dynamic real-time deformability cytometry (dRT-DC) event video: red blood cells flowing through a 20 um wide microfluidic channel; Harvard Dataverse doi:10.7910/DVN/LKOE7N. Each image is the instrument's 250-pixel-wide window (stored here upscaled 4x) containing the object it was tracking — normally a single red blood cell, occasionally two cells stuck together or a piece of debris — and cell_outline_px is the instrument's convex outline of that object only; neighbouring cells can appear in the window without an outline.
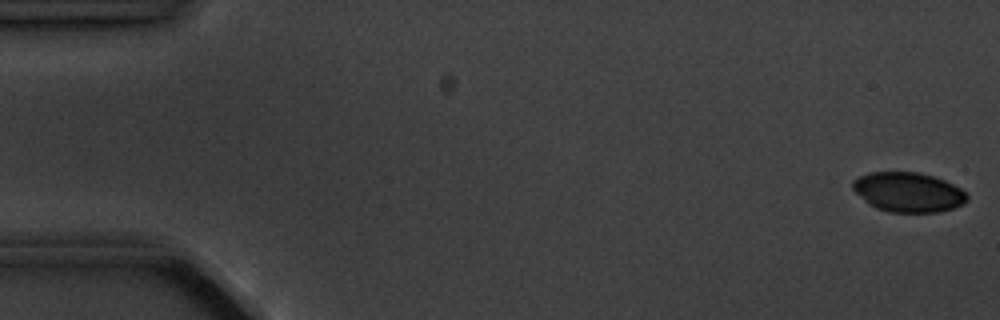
{"species": "common noctule bat (a hibernating species)", "species_latin": "Nyctalus noctula", "temperature_condition": "cold", "stored_images_in_passage": 5, "camera_frame_rate_fps": 3000, "um_per_image_px": 0.085, "animal": {"sex": "male", "body_mass_g": 20.1, "forearm_length_mm": 53.5}, "frame": {"image": 1, "passage_image": 1, "time_ms": 0.0, "image_size_px": [1000, 320], "cell_outline_px": [[968, 200], [964, 204], [940, 212], [888, 212], [876, 208], [868, 204], [852, 188], [852, 180], [868, 172], [916, 172], [932, 176], [944, 180], [960, 188], [968, 196]], "centroid_in_image_um": [77.18, 16.34], "position_along_channel_um": 7.8, "area_um2": 26.41}}
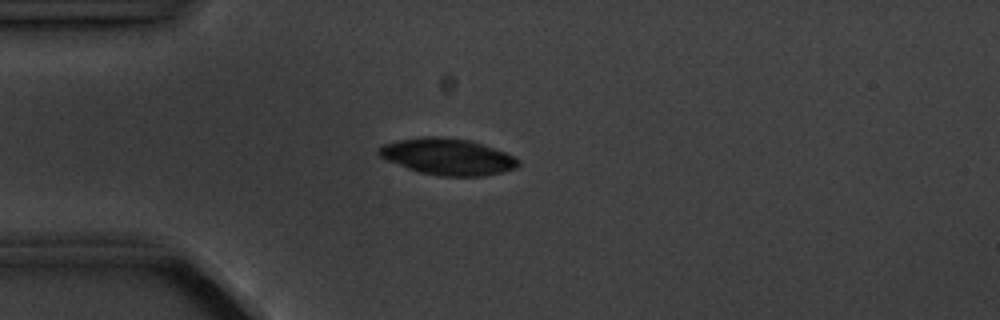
{"frame": {"image": 2, "passage_image": 5, "time_ms": 4.333, "image_size_px": [1000, 320], "cell_outline_px": [[520, 164], [516, 168], [500, 172], [480, 176], [440, 176], [420, 172], [408, 168], [388, 160], [380, 156], [376, 152], [376, 148], [384, 144], [396, 140], [424, 136], [440, 136], [468, 140], [504, 152], [520, 160]], "centroid_in_image_um": [38.0, 13.31], "position_along_channel_um": 47.0, "area_um2": 29.3}}